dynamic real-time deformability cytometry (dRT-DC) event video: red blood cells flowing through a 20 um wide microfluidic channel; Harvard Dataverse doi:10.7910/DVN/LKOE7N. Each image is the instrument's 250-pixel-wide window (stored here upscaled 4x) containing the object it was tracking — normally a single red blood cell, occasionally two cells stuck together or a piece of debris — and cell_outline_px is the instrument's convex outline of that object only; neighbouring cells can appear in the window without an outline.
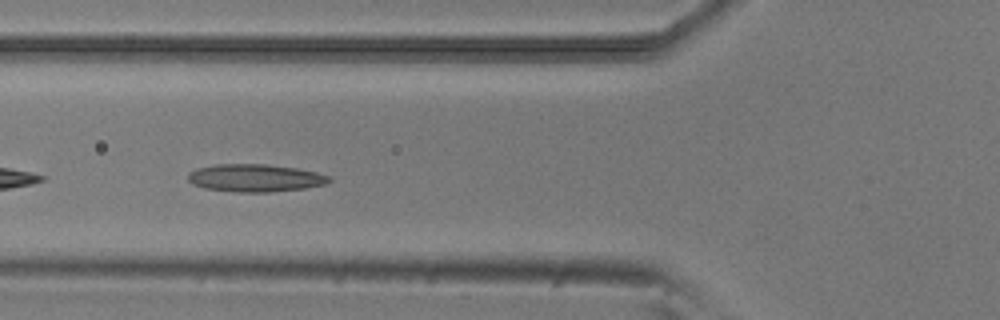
{"species": "common noctule bat (a hibernating species)", "species_latin": "Nyctalus noctula", "temperature_condition": "room temperature", "stored_images_in_passage": 29, "camera_frame_rate_fps": 3000, "um_per_image_px": 0.085, "animal": {"sex": "male", "body_mass_g": 20.5, "forearm_length_mm": 52.5}, "frame": {"image": 1, "passage_image": 4, "time_ms": 1.0, "image_size_px": [1000, 320], "cell_outline_px": [[332, 180], [324, 184], [304, 188], [268, 192], [236, 192], [204, 188], [192, 184], [188, 180], [188, 172], [196, 168], [216, 164], [264, 164], [296, 168], [316, 172], [332, 176]], "centroid_in_image_um": [21.66, 15.12], "position_along_channel_um": 104.1, "area_um2": 22.77}}
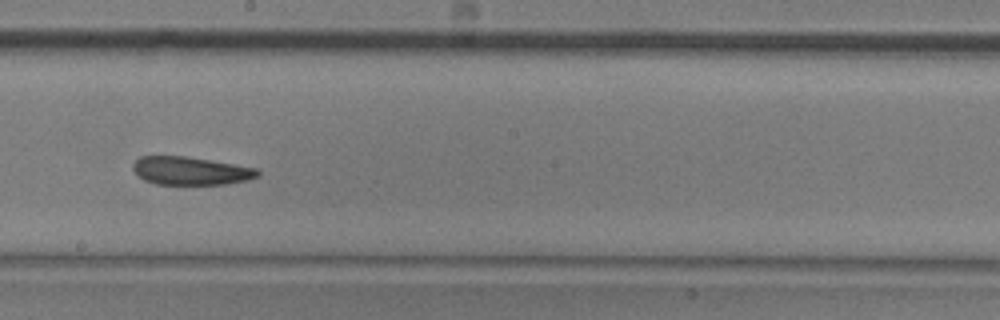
{"frame": {"image": 2, "passage_image": 14, "time_ms": 4.333, "image_size_px": [1000, 320], "cell_outline_px": [[260, 176], [248, 180], [224, 184], [156, 184], [144, 180], [136, 176], [132, 168], [132, 164], [140, 156], [188, 156], [256, 168], [260, 172]], "centroid_in_image_um": [16.18, 14.52], "position_along_channel_um": 232.0, "area_um2": 20.58}}
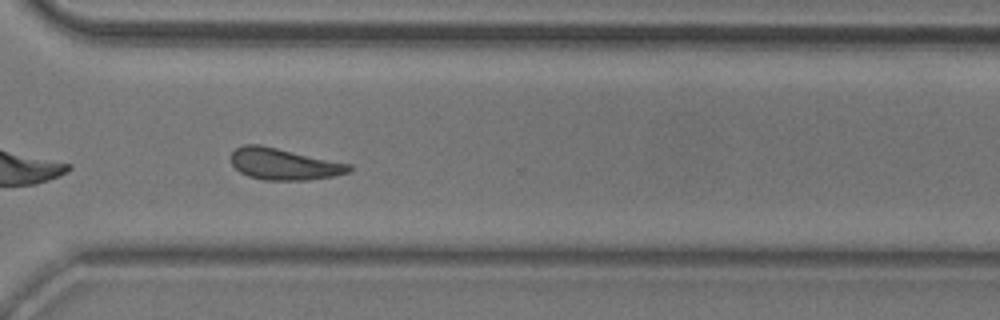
{"frame": {"image": 3, "passage_image": 23, "time_ms": 7.333, "image_size_px": [1000, 320], "cell_outline_px": [[352, 168], [348, 172], [332, 176], [308, 180], [264, 180], [248, 176], [240, 172], [232, 164], [232, 152], [236, 148], [244, 144], [260, 144], [352, 164]], "centroid_in_image_um": [24.13, 13.94], "position_along_channel_um": 346.5, "area_um2": 21.68}, "authors_computed_cell_mechanics": {"area_um2": 21.2126, "velocity_mm_per_s": 3.8268, "shape_relaxation_time_tau1_ms": 10.3494, "shape_relaxation_time_tau2_ms": 3.7755, "deformation_change_tau1": 0.2126, "deformation_change_tau2": 0.1305}}